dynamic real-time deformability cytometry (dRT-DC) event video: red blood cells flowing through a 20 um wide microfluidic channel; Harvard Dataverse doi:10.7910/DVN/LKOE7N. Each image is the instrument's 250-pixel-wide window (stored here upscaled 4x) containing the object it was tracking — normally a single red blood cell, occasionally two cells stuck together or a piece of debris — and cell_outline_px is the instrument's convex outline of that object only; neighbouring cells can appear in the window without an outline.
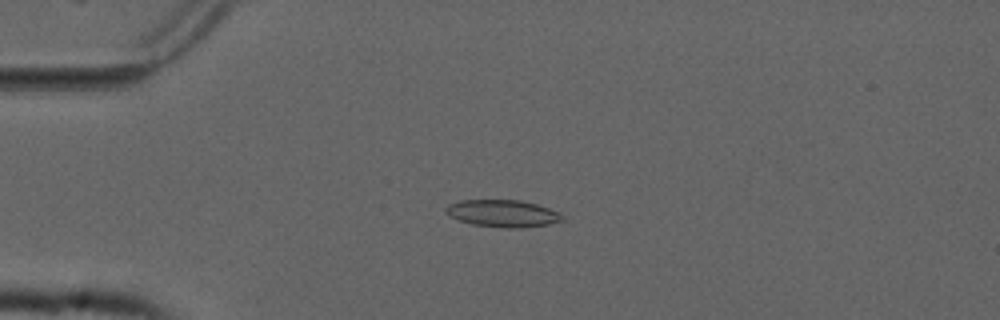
{"species": "common noctule bat (a hibernating species)", "species_latin": "Nyctalus noctula", "temperature_condition": "cold", "stored_images_in_passage": 55, "camera_frame_rate_fps": 3000, "um_per_image_px": 0.085, "animal": {"sex": "male", "forearm_length_mm": 52.5}, "frame": {"image": 1, "passage_image": 14, "time_ms": 4.333, "image_size_px": [1000, 320], "cell_outline_px": [[564, 220], [548, 224], [520, 228], [504, 228], [472, 224], [448, 216], [444, 212], [444, 208], [448, 204], [460, 200], [520, 200], [536, 204], [560, 212], [564, 216]], "centroid_in_image_um": [42.71, 18.14], "position_along_channel_um": 42.3, "area_um2": 18.55}}
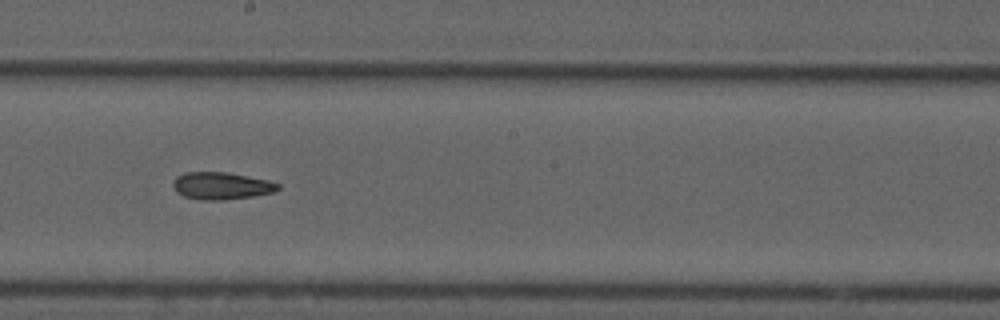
{"frame": {"image": 2, "passage_image": 31, "time_ms": 10.0, "image_size_px": [1000, 320], "cell_outline_px": [[280, 188], [272, 192], [252, 196], [224, 200], [200, 200], [184, 196], [176, 192], [172, 184], [176, 176], [184, 172], [228, 172], [268, 180], [280, 184]], "centroid_in_image_um": [18.79, 15.79], "position_along_channel_um": 229.4, "area_um2": 16.7}}
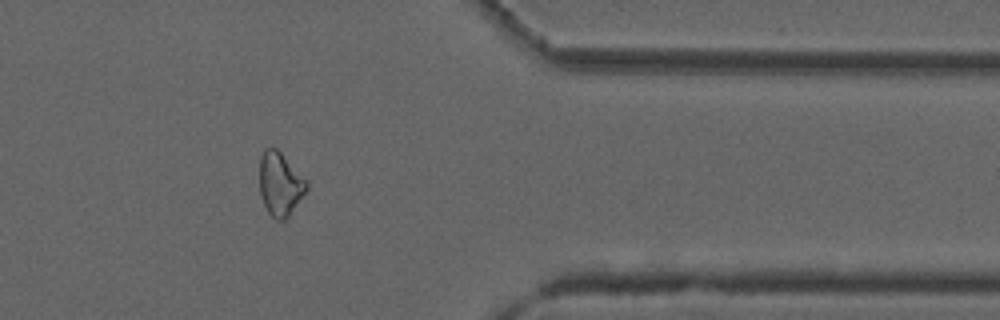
{"frame": {"image": 3, "passage_image": 45, "time_ms": 14.667, "image_size_px": [1000, 320], "cell_outline_px": [[308, 188], [288, 216], [284, 220], [276, 220], [268, 212], [264, 204], [260, 192], [260, 156], [264, 148], [276, 148], [308, 180]], "centroid_in_image_um": [23.81, 15.62], "position_along_channel_um": 387.6, "area_um2": 17.28}, "authors_computed_cell_mechanics": {"area_um2": 17.8024, "velocity_mm_per_s": 3.7598, "shape_relaxation_time_tau1_ms": null, "shape_relaxation_time_tau2_ms": 5.6205, "deformation_change_tau1": null, "deformation_change_tau2": 0.1468}}